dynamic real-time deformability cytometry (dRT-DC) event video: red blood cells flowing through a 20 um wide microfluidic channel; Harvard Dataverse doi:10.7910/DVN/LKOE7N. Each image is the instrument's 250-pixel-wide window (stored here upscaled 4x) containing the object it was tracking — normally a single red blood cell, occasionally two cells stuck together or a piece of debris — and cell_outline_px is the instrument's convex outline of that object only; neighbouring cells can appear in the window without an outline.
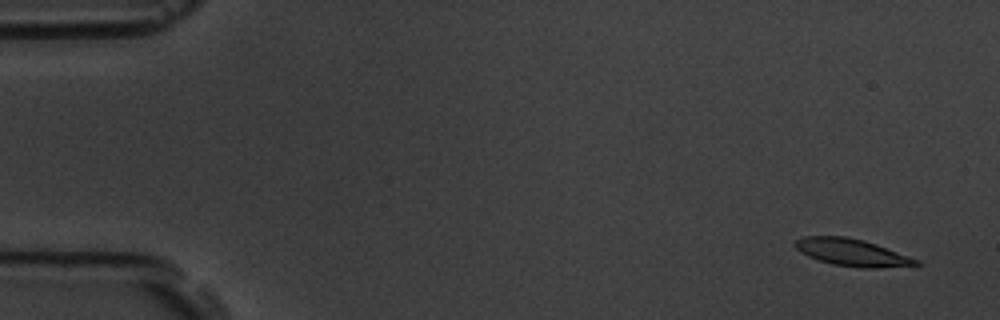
{"species": "common noctule bat (a hibernating species)", "species_latin": "Nyctalus noctula", "temperature_condition": "room temperature", "stored_images_in_passage": 5, "camera_frame_rate_fps": 3000, "um_per_image_px": 0.085, "animal": {"sex": "male", "body_mass_g": 19.5, "forearm_length_mm": 54.6}, "frame": {"image": 1, "passage_image": 1, "time_ms": 0.0, "image_size_px": [1000, 320], "cell_outline_px": [[920, 264], [880, 268], [860, 268], [832, 264], [808, 256], [800, 252], [792, 244], [796, 240], [804, 236], [848, 236], [864, 240], [876, 244], [920, 260]], "centroid_in_image_um": [72.4, 21.45], "position_along_channel_um": 12.6, "area_um2": 19.13}}
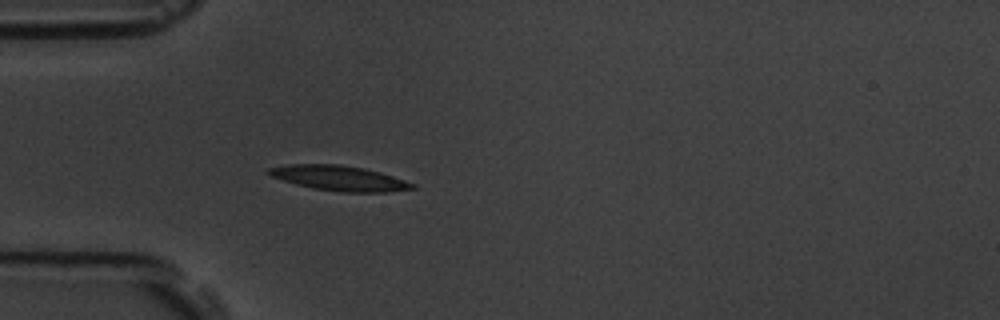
{"frame": {"image": 2, "passage_image": 5, "time_ms": 4.667, "image_size_px": [1000, 320], "cell_outline_px": [[416, 188], [384, 192], [344, 192], [312, 188], [296, 184], [272, 176], [264, 172], [268, 168], [288, 164], [340, 164], [364, 168], [380, 172], [416, 184]], "centroid_in_image_um": [28.82, 15.13], "position_along_channel_um": 56.2, "area_um2": 20.87}}